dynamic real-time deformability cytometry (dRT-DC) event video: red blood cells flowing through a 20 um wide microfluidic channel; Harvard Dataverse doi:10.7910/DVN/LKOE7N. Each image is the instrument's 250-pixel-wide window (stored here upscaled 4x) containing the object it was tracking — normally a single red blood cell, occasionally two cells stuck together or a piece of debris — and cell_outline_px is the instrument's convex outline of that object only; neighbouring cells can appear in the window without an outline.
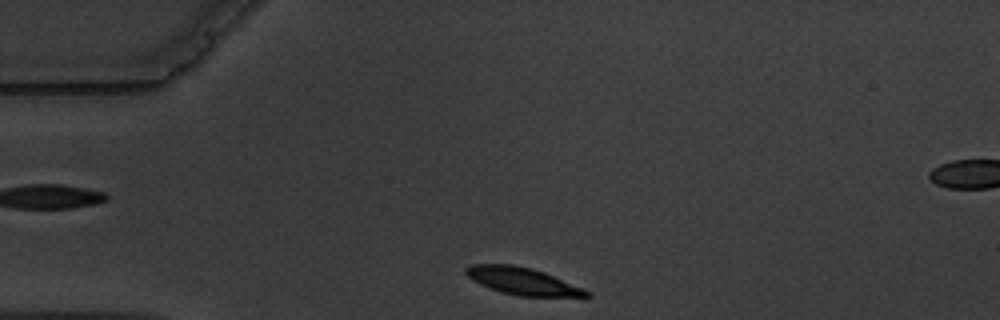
{"species": "common noctule bat (a hibernating species)", "species_latin": "Nyctalus noctula", "temperature_condition": "warm", "stored_images_in_passage": 6, "segment_of_instrument_passage": [2, 2], "camera_frame_rate_fps": 3000, "um_per_image_px": 0.085, "animal": {"sex": "male", "body_mass_g": 19.5, "forearm_length_mm": 54.6}, "frame": {"image": 1, "passage_image": 6, "time_ms": 5.667, "image_size_px": [1000, 320], "cell_outline_px": [[592, 296], [516, 296], [500, 292], [480, 284], [472, 280], [464, 272], [464, 268], [472, 264], [512, 264], [532, 268], [544, 272], [592, 292]], "centroid_in_image_um": [44.38, 23.89], "position_along_channel_um": 40.6, "area_um2": 19.07}}